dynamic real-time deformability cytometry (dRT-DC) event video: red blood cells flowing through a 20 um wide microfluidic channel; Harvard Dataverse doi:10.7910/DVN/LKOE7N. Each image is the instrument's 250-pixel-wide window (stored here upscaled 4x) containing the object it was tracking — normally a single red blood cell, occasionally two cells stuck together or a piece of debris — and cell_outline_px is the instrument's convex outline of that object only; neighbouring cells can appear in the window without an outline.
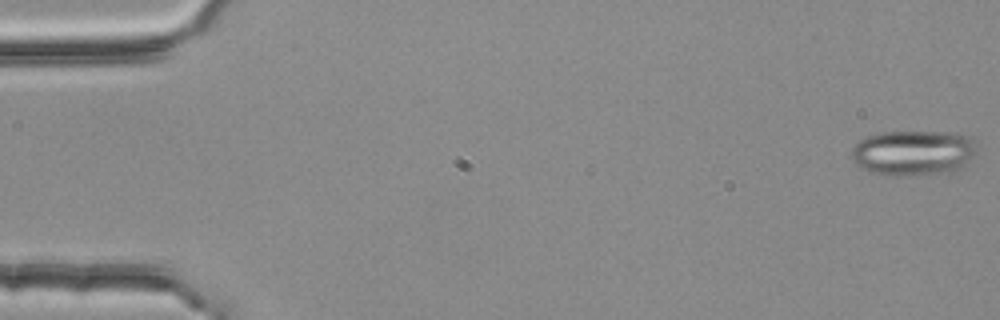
{"species": "common noctule bat (a hibernating species)", "species_latin": "Nyctalus noctula", "temperature_condition": "room temperature", "stored_images_in_passage": 4, "camera_frame_rate_fps": 3000, "um_per_image_px": 0.085, "animal": {"sex": "female", "body_mass_g": 25.1}, "frame": {"image": 1, "passage_image": 1, "time_ms": 0.0, "image_size_px": [1000, 320], "cell_outline_px": [[976, 148], [964, 164], [960, 168], [948, 172], [892, 176], [884, 176], [872, 172], [856, 164], [852, 160], [852, 148], [860, 140], [868, 136], [884, 132], [960, 132], [972, 136], [976, 140]], "centroid_in_image_um": [77.64, 12.97], "position_along_channel_um": 7.4, "area_um2": 32.95}}